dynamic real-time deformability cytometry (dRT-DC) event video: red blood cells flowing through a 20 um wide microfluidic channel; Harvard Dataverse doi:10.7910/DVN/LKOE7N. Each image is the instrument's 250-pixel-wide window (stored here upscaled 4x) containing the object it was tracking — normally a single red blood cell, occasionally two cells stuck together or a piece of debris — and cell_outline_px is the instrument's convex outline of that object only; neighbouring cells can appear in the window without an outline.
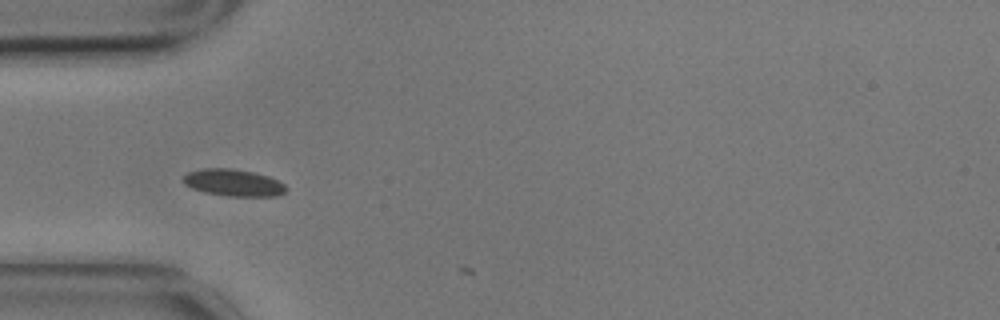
{"species": "common noctule bat (a hibernating species)", "species_latin": "Nyctalus noctula", "temperature_condition": "cold", "stored_images_in_passage": 3, "camera_frame_rate_fps": 3000, "um_per_image_px": 0.085, "animal": {"sex": "male", "body_mass_g": 17.9}, "frame": {"image": 1, "passage_image": 2, "time_ms": 0.333, "image_size_px": [1000, 320], "cell_outline_px": [[288, 188], [284, 192], [276, 196], [228, 196], [204, 192], [192, 188], [184, 184], [184, 176], [188, 172], [200, 168], [232, 168], [252, 172], [268, 176], [284, 184]], "centroid_in_image_um": [19.83, 15.52], "position_along_channel_um": 65.2, "area_um2": 16.07}}